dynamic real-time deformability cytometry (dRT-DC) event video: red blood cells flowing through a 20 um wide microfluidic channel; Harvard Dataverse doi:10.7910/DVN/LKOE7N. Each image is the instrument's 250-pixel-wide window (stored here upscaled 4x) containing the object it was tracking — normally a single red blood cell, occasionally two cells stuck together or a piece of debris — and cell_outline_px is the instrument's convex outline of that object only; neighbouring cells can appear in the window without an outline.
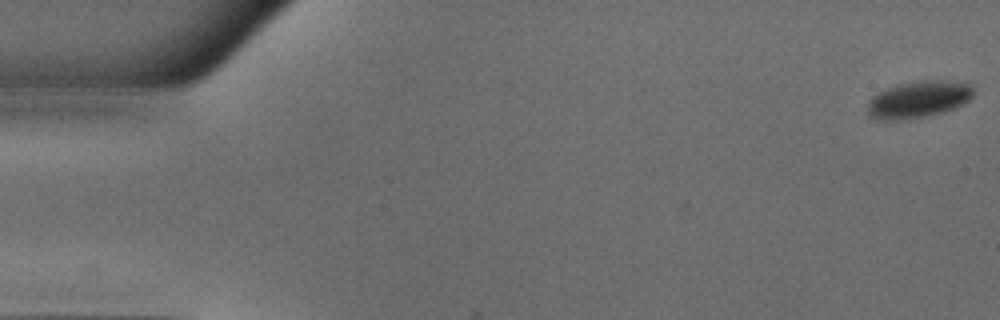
{"species": "common noctule bat (a hibernating species)", "species_latin": "Nyctalus noctula", "temperature_condition": "warm", "stored_images_in_passage": 5, "camera_frame_rate_fps": 3000, "um_per_image_px": 0.085, "animal": {"sex": "male", "body_mass_g": 18.8}, "frame": {"image": 1, "passage_image": 1, "time_ms": 0.0, "image_size_px": [1000, 320], "cell_outline_px": [[972, 96], [968, 100], [956, 108], [924, 116], [900, 120], [880, 120], [872, 116], [868, 112], [868, 100], [872, 96], [896, 84], [920, 80], [948, 80], [972, 84]], "centroid_in_image_um": [78.07, 8.43], "position_along_channel_um": 6.9, "area_um2": 22.6}}